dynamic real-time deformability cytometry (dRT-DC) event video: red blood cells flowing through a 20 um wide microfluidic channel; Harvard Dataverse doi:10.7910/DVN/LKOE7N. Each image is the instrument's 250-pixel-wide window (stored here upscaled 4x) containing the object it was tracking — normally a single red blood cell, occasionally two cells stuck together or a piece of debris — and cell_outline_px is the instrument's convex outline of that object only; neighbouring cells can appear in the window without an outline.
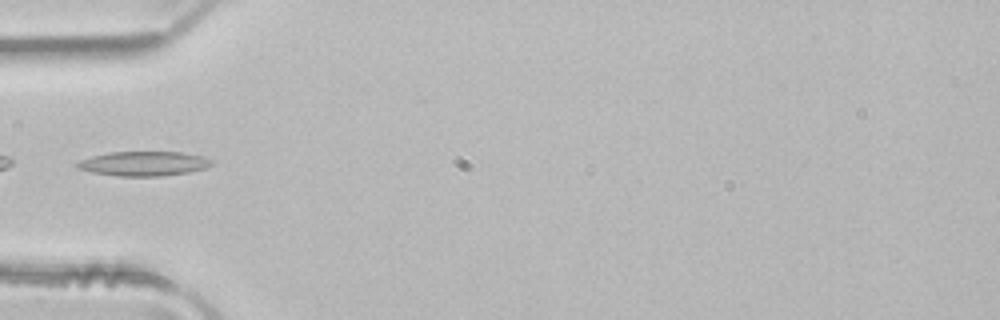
{"species": "common noctule bat (a hibernating species)", "species_latin": "Nyctalus noctula", "temperature_condition": "room temperature", "stored_images_in_passage": 3, "camera_frame_rate_fps": 3000, "um_per_image_px": 0.085, "animal": {"sex": "male", "body_mass_g": 21.5, "forearm_length_mm": 52.0}, "frame": {"image": 1, "passage_image": 3, "time_ms": 0.667, "image_size_px": [1000, 320], "cell_outline_px": [[216, 164], [208, 168], [188, 172], [164, 176], [116, 176], [92, 172], [76, 168], [72, 164], [80, 160], [92, 156], [112, 152], [180, 152], [200, 156], [216, 160]], "centroid_in_image_um": [12.25, 13.91], "position_along_channel_um": 72.8, "area_um2": 19.48}}